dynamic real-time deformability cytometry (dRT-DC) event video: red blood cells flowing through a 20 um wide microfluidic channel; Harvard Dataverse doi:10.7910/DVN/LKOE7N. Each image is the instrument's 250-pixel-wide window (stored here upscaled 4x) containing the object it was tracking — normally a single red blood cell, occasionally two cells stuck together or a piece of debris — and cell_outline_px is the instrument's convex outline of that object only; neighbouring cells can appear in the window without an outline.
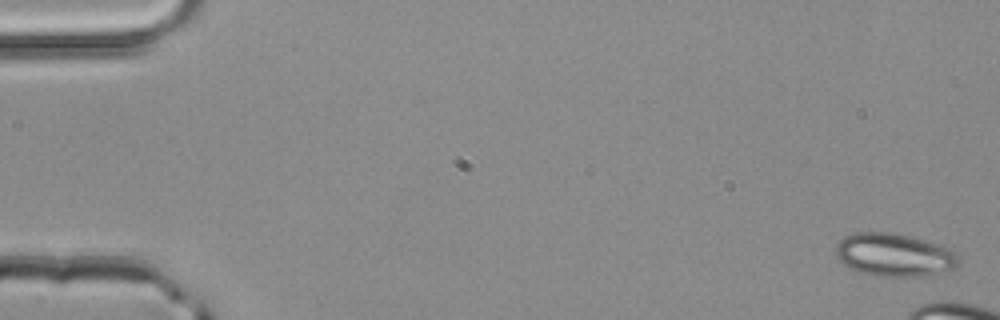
{"species": "common noctule bat (a hibernating species)", "species_latin": "Nyctalus noctula", "temperature_condition": "room temperature", "stored_images_in_passage": 5, "camera_frame_rate_fps": 3000, "um_per_image_px": 0.085, "animal": {"sex": "male", "body_mass_g": 20.4}, "frame": {"image": 1, "passage_image": 1, "time_ms": 0.0, "image_size_px": [1000, 320], "cell_outline_px": [[960, 256], [956, 268], [924, 276], [876, 276], [860, 272], [844, 264], [836, 256], [836, 244], [844, 236], [856, 232], [892, 232], [908, 236], [936, 244], [948, 248], [956, 252]], "centroid_in_image_um": [76.0, 21.66], "position_along_channel_um": 9.0, "area_um2": 30.63}}